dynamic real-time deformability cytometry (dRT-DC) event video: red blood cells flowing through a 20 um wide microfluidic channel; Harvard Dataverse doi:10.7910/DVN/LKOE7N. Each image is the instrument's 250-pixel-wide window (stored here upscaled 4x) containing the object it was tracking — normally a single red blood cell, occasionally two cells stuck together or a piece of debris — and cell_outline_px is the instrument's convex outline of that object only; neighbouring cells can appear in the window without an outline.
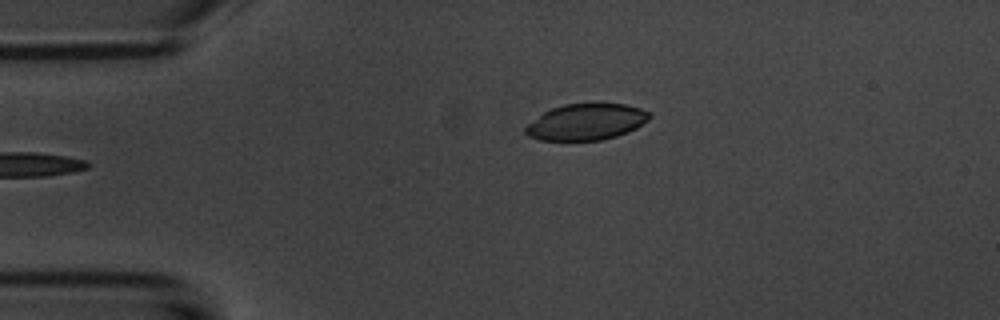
{"species": "common noctule bat (a hibernating species)", "species_latin": "Nyctalus noctula", "temperature_condition": "room temperature", "stored_images_in_passage": 3, "camera_frame_rate_fps": 3000, "um_per_image_px": 0.085, "animal": {"sex": "male", "body_mass_g": 20.1, "forearm_length_mm": 53.5}, "frame": {"image": 1, "passage_image": 3, "time_ms": 2.333, "image_size_px": [1000, 320], "cell_outline_px": [[652, 116], [648, 120], [636, 128], [628, 132], [616, 136], [600, 140], [540, 140], [528, 136], [524, 132], [524, 128], [528, 124], [544, 112], [552, 108], [564, 104], [624, 104], [640, 108], [648, 112]], "centroid_in_image_um": [49.83, 10.37], "position_along_channel_um": 35.2, "area_um2": 25.95}}